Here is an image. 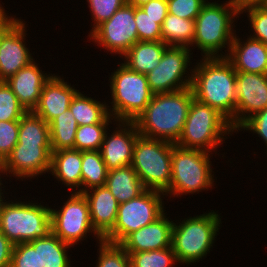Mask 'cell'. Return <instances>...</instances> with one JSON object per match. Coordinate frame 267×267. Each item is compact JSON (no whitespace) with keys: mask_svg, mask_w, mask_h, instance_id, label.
<instances>
[{"mask_svg":"<svg viewBox=\"0 0 267 267\" xmlns=\"http://www.w3.org/2000/svg\"><path fill=\"white\" fill-rule=\"evenodd\" d=\"M233 133L236 131L225 116L193 97L182 134L176 145L217 154L218 146L220 147Z\"/></svg>","mask_w":267,"mask_h":267,"instance_id":"5b68a950","label":"cell"},{"mask_svg":"<svg viewBox=\"0 0 267 267\" xmlns=\"http://www.w3.org/2000/svg\"><path fill=\"white\" fill-rule=\"evenodd\" d=\"M48 73L33 61L5 81L27 112L37 107L43 86L53 75Z\"/></svg>","mask_w":267,"mask_h":267,"instance_id":"d6986e66","label":"cell"},{"mask_svg":"<svg viewBox=\"0 0 267 267\" xmlns=\"http://www.w3.org/2000/svg\"><path fill=\"white\" fill-rule=\"evenodd\" d=\"M115 124L112 134L106 131L100 148L108 171L131 165L134 145L140 135L134 122L115 121Z\"/></svg>","mask_w":267,"mask_h":267,"instance_id":"e0dca14e","label":"cell"},{"mask_svg":"<svg viewBox=\"0 0 267 267\" xmlns=\"http://www.w3.org/2000/svg\"><path fill=\"white\" fill-rule=\"evenodd\" d=\"M108 170L100 151H82V193L106 183Z\"/></svg>","mask_w":267,"mask_h":267,"instance_id":"4dcf8cb0","label":"cell"},{"mask_svg":"<svg viewBox=\"0 0 267 267\" xmlns=\"http://www.w3.org/2000/svg\"><path fill=\"white\" fill-rule=\"evenodd\" d=\"M250 131L253 134H257V136L262 138L267 148V108L254 114L248 120H246L237 131ZM267 154V149H266Z\"/></svg>","mask_w":267,"mask_h":267,"instance_id":"b9f144b4","label":"cell"},{"mask_svg":"<svg viewBox=\"0 0 267 267\" xmlns=\"http://www.w3.org/2000/svg\"><path fill=\"white\" fill-rule=\"evenodd\" d=\"M128 255L130 267H174L178 263L172 246Z\"/></svg>","mask_w":267,"mask_h":267,"instance_id":"1f68e13d","label":"cell"},{"mask_svg":"<svg viewBox=\"0 0 267 267\" xmlns=\"http://www.w3.org/2000/svg\"><path fill=\"white\" fill-rule=\"evenodd\" d=\"M87 2L93 19L90 35L100 24L110 19L119 8L123 7L127 0H87Z\"/></svg>","mask_w":267,"mask_h":267,"instance_id":"f35d334b","label":"cell"},{"mask_svg":"<svg viewBox=\"0 0 267 267\" xmlns=\"http://www.w3.org/2000/svg\"><path fill=\"white\" fill-rule=\"evenodd\" d=\"M88 36L101 49L121 58L138 41L134 6L126 3Z\"/></svg>","mask_w":267,"mask_h":267,"instance_id":"4fadbf2b","label":"cell"},{"mask_svg":"<svg viewBox=\"0 0 267 267\" xmlns=\"http://www.w3.org/2000/svg\"><path fill=\"white\" fill-rule=\"evenodd\" d=\"M14 15L8 16L6 10L0 5V39L2 35L18 20Z\"/></svg>","mask_w":267,"mask_h":267,"instance_id":"f6af8a7d","label":"cell"},{"mask_svg":"<svg viewBox=\"0 0 267 267\" xmlns=\"http://www.w3.org/2000/svg\"><path fill=\"white\" fill-rule=\"evenodd\" d=\"M150 0H127V3L135 7H141L143 4L149 2Z\"/></svg>","mask_w":267,"mask_h":267,"instance_id":"7dc6e473","label":"cell"},{"mask_svg":"<svg viewBox=\"0 0 267 267\" xmlns=\"http://www.w3.org/2000/svg\"><path fill=\"white\" fill-rule=\"evenodd\" d=\"M14 244L0 232V267H10Z\"/></svg>","mask_w":267,"mask_h":267,"instance_id":"ee69618b","label":"cell"},{"mask_svg":"<svg viewBox=\"0 0 267 267\" xmlns=\"http://www.w3.org/2000/svg\"><path fill=\"white\" fill-rule=\"evenodd\" d=\"M21 17L0 39V81H6L34 60L26 44V22Z\"/></svg>","mask_w":267,"mask_h":267,"instance_id":"2e32d148","label":"cell"},{"mask_svg":"<svg viewBox=\"0 0 267 267\" xmlns=\"http://www.w3.org/2000/svg\"><path fill=\"white\" fill-rule=\"evenodd\" d=\"M109 123L81 125L77 127L74 149L79 151H100Z\"/></svg>","mask_w":267,"mask_h":267,"instance_id":"836d02e7","label":"cell"},{"mask_svg":"<svg viewBox=\"0 0 267 267\" xmlns=\"http://www.w3.org/2000/svg\"><path fill=\"white\" fill-rule=\"evenodd\" d=\"M109 74L111 106L109 114L115 121L134 122L154 96L146 74L129 69L122 62ZM112 107V108H111Z\"/></svg>","mask_w":267,"mask_h":267,"instance_id":"52a82bcc","label":"cell"},{"mask_svg":"<svg viewBox=\"0 0 267 267\" xmlns=\"http://www.w3.org/2000/svg\"><path fill=\"white\" fill-rule=\"evenodd\" d=\"M19 120L0 121V165L18 143Z\"/></svg>","mask_w":267,"mask_h":267,"instance_id":"ab89813d","label":"cell"},{"mask_svg":"<svg viewBox=\"0 0 267 267\" xmlns=\"http://www.w3.org/2000/svg\"><path fill=\"white\" fill-rule=\"evenodd\" d=\"M86 94L77 92L72 98L69 110L73 114L78 126L97 123H111L115 119L109 114L108 102H101ZM113 120V121H112Z\"/></svg>","mask_w":267,"mask_h":267,"instance_id":"484cf974","label":"cell"},{"mask_svg":"<svg viewBox=\"0 0 267 267\" xmlns=\"http://www.w3.org/2000/svg\"><path fill=\"white\" fill-rule=\"evenodd\" d=\"M165 197L163 192L146 189L137 198L120 203L115 225L103 240L120 244L132 232L154 222L166 211Z\"/></svg>","mask_w":267,"mask_h":267,"instance_id":"30bf717a","label":"cell"},{"mask_svg":"<svg viewBox=\"0 0 267 267\" xmlns=\"http://www.w3.org/2000/svg\"><path fill=\"white\" fill-rule=\"evenodd\" d=\"M81 164L82 152L77 149L52 151L49 174H52L58 183L61 181L68 189L82 193Z\"/></svg>","mask_w":267,"mask_h":267,"instance_id":"603a6c76","label":"cell"},{"mask_svg":"<svg viewBox=\"0 0 267 267\" xmlns=\"http://www.w3.org/2000/svg\"><path fill=\"white\" fill-rule=\"evenodd\" d=\"M89 205L92 227L103 238L115 225L119 203L106 185L83 192Z\"/></svg>","mask_w":267,"mask_h":267,"instance_id":"7402d4cb","label":"cell"},{"mask_svg":"<svg viewBox=\"0 0 267 267\" xmlns=\"http://www.w3.org/2000/svg\"><path fill=\"white\" fill-rule=\"evenodd\" d=\"M10 267H42L39 259V238L14 245Z\"/></svg>","mask_w":267,"mask_h":267,"instance_id":"8d00e7d4","label":"cell"},{"mask_svg":"<svg viewBox=\"0 0 267 267\" xmlns=\"http://www.w3.org/2000/svg\"><path fill=\"white\" fill-rule=\"evenodd\" d=\"M51 158V144H16L0 165V172L25 181L49 173Z\"/></svg>","mask_w":267,"mask_h":267,"instance_id":"5bb4252c","label":"cell"},{"mask_svg":"<svg viewBox=\"0 0 267 267\" xmlns=\"http://www.w3.org/2000/svg\"><path fill=\"white\" fill-rule=\"evenodd\" d=\"M78 123L68 109L49 123L50 144L52 151L74 149Z\"/></svg>","mask_w":267,"mask_h":267,"instance_id":"83f0119b","label":"cell"},{"mask_svg":"<svg viewBox=\"0 0 267 267\" xmlns=\"http://www.w3.org/2000/svg\"><path fill=\"white\" fill-rule=\"evenodd\" d=\"M194 95L192 88L157 93L134 123L140 135L176 144Z\"/></svg>","mask_w":267,"mask_h":267,"instance_id":"7a4b0ae2","label":"cell"},{"mask_svg":"<svg viewBox=\"0 0 267 267\" xmlns=\"http://www.w3.org/2000/svg\"><path fill=\"white\" fill-rule=\"evenodd\" d=\"M235 34L227 59L236 72L267 74V46L247 36V40ZM243 41H242V40Z\"/></svg>","mask_w":267,"mask_h":267,"instance_id":"44dd1931","label":"cell"},{"mask_svg":"<svg viewBox=\"0 0 267 267\" xmlns=\"http://www.w3.org/2000/svg\"><path fill=\"white\" fill-rule=\"evenodd\" d=\"M105 185L119 204L137 198L146 190L131 165L108 171Z\"/></svg>","mask_w":267,"mask_h":267,"instance_id":"d4e9b609","label":"cell"},{"mask_svg":"<svg viewBox=\"0 0 267 267\" xmlns=\"http://www.w3.org/2000/svg\"><path fill=\"white\" fill-rule=\"evenodd\" d=\"M210 211L173 223L171 246L179 264L198 263L213 248L222 222L218 211Z\"/></svg>","mask_w":267,"mask_h":267,"instance_id":"277c9868","label":"cell"},{"mask_svg":"<svg viewBox=\"0 0 267 267\" xmlns=\"http://www.w3.org/2000/svg\"><path fill=\"white\" fill-rule=\"evenodd\" d=\"M96 267H130L128 253L120 244L100 241Z\"/></svg>","mask_w":267,"mask_h":267,"instance_id":"e575fe53","label":"cell"},{"mask_svg":"<svg viewBox=\"0 0 267 267\" xmlns=\"http://www.w3.org/2000/svg\"><path fill=\"white\" fill-rule=\"evenodd\" d=\"M174 145L168 141L138 136L131 166L145 189L163 193L169 189Z\"/></svg>","mask_w":267,"mask_h":267,"instance_id":"9c48e42d","label":"cell"},{"mask_svg":"<svg viewBox=\"0 0 267 267\" xmlns=\"http://www.w3.org/2000/svg\"><path fill=\"white\" fill-rule=\"evenodd\" d=\"M195 20L167 14L161 25L162 41L167 46L191 47L194 41Z\"/></svg>","mask_w":267,"mask_h":267,"instance_id":"4316f807","label":"cell"},{"mask_svg":"<svg viewBox=\"0 0 267 267\" xmlns=\"http://www.w3.org/2000/svg\"><path fill=\"white\" fill-rule=\"evenodd\" d=\"M17 144H50L49 124L33 111L26 112L19 120Z\"/></svg>","mask_w":267,"mask_h":267,"instance_id":"f546056e","label":"cell"},{"mask_svg":"<svg viewBox=\"0 0 267 267\" xmlns=\"http://www.w3.org/2000/svg\"><path fill=\"white\" fill-rule=\"evenodd\" d=\"M235 131L267 108V74L236 72Z\"/></svg>","mask_w":267,"mask_h":267,"instance_id":"9a60e30c","label":"cell"},{"mask_svg":"<svg viewBox=\"0 0 267 267\" xmlns=\"http://www.w3.org/2000/svg\"><path fill=\"white\" fill-rule=\"evenodd\" d=\"M68 83L58 74H53L43 86L39 103L33 112L48 124L69 109L72 98L79 91Z\"/></svg>","mask_w":267,"mask_h":267,"instance_id":"ffe728a7","label":"cell"},{"mask_svg":"<svg viewBox=\"0 0 267 267\" xmlns=\"http://www.w3.org/2000/svg\"><path fill=\"white\" fill-rule=\"evenodd\" d=\"M240 2H249V3H267V0H240Z\"/></svg>","mask_w":267,"mask_h":267,"instance_id":"c3c4849f","label":"cell"},{"mask_svg":"<svg viewBox=\"0 0 267 267\" xmlns=\"http://www.w3.org/2000/svg\"><path fill=\"white\" fill-rule=\"evenodd\" d=\"M240 4V0H226L225 3L209 0L203 5L195 19L191 46L197 47L203 58L227 57L236 34L235 18L240 17Z\"/></svg>","mask_w":267,"mask_h":267,"instance_id":"3957f363","label":"cell"},{"mask_svg":"<svg viewBox=\"0 0 267 267\" xmlns=\"http://www.w3.org/2000/svg\"><path fill=\"white\" fill-rule=\"evenodd\" d=\"M168 46L161 41H137L121 58L129 69L147 74L158 64Z\"/></svg>","mask_w":267,"mask_h":267,"instance_id":"cb8c5ba5","label":"cell"},{"mask_svg":"<svg viewBox=\"0 0 267 267\" xmlns=\"http://www.w3.org/2000/svg\"><path fill=\"white\" fill-rule=\"evenodd\" d=\"M167 212L154 222L129 234L120 245L127 253L160 250L171 246L173 221Z\"/></svg>","mask_w":267,"mask_h":267,"instance_id":"ac0fdd59","label":"cell"},{"mask_svg":"<svg viewBox=\"0 0 267 267\" xmlns=\"http://www.w3.org/2000/svg\"><path fill=\"white\" fill-rule=\"evenodd\" d=\"M245 13L249 18L250 31L253 32L248 36L263 42L267 46V3L241 2L240 14Z\"/></svg>","mask_w":267,"mask_h":267,"instance_id":"d6a6232c","label":"cell"},{"mask_svg":"<svg viewBox=\"0 0 267 267\" xmlns=\"http://www.w3.org/2000/svg\"><path fill=\"white\" fill-rule=\"evenodd\" d=\"M141 8L153 19H165L168 14L167 0H150Z\"/></svg>","mask_w":267,"mask_h":267,"instance_id":"7bdbcfd3","label":"cell"},{"mask_svg":"<svg viewBox=\"0 0 267 267\" xmlns=\"http://www.w3.org/2000/svg\"><path fill=\"white\" fill-rule=\"evenodd\" d=\"M134 18L138 41H161V25L164 19H153L141 8L134 6Z\"/></svg>","mask_w":267,"mask_h":267,"instance_id":"d590c367","label":"cell"},{"mask_svg":"<svg viewBox=\"0 0 267 267\" xmlns=\"http://www.w3.org/2000/svg\"><path fill=\"white\" fill-rule=\"evenodd\" d=\"M72 246L63 242L53 232L39 238V259L42 267H71L68 249Z\"/></svg>","mask_w":267,"mask_h":267,"instance_id":"f1b7e54d","label":"cell"},{"mask_svg":"<svg viewBox=\"0 0 267 267\" xmlns=\"http://www.w3.org/2000/svg\"><path fill=\"white\" fill-rule=\"evenodd\" d=\"M26 112L10 86L0 81V121L20 120Z\"/></svg>","mask_w":267,"mask_h":267,"instance_id":"74e56055","label":"cell"},{"mask_svg":"<svg viewBox=\"0 0 267 267\" xmlns=\"http://www.w3.org/2000/svg\"><path fill=\"white\" fill-rule=\"evenodd\" d=\"M208 0H167L168 13L180 18L195 20Z\"/></svg>","mask_w":267,"mask_h":267,"instance_id":"60d3db41","label":"cell"},{"mask_svg":"<svg viewBox=\"0 0 267 267\" xmlns=\"http://www.w3.org/2000/svg\"><path fill=\"white\" fill-rule=\"evenodd\" d=\"M212 155L206 151L182 148L175 144L172 148L171 183L164 193L165 196L181 197L212 188L215 185L210 161Z\"/></svg>","mask_w":267,"mask_h":267,"instance_id":"8992f818","label":"cell"},{"mask_svg":"<svg viewBox=\"0 0 267 267\" xmlns=\"http://www.w3.org/2000/svg\"><path fill=\"white\" fill-rule=\"evenodd\" d=\"M70 194L60 209H50L52 232L72 248L92 233L98 239L97 242L102 241L103 238L92 227L89 205L84 194L74 191Z\"/></svg>","mask_w":267,"mask_h":267,"instance_id":"8fae6325","label":"cell"},{"mask_svg":"<svg viewBox=\"0 0 267 267\" xmlns=\"http://www.w3.org/2000/svg\"><path fill=\"white\" fill-rule=\"evenodd\" d=\"M35 202L8 199L0 209V232L14 245L46 237L52 232L51 207Z\"/></svg>","mask_w":267,"mask_h":267,"instance_id":"ba28073f","label":"cell"},{"mask_svg":"<svg viewBox=\"0 0 267 267\" xmlns=\"http://www.w3.org/2000/svg\"><path fill=\"white\" fill-rule=\"evenodd\" d=\"M191 52L190 47L168 46L165 49L158 66L146 74L148 85L154 94L191 87L193 68H188L193 58Z\"/></svg>","mask_w":267,"mask_h":267,"instance_id":"7c38bea8","label":"cell"},{"mask_svg":"<svg viewBox=\"0 0 267 267\" xmlns=\"http://www.w3.org/2000/svg\"><path fill=\"white\" fill-rule=\"evenodd\" d=\"M1 175L3 176V174L2 173L0 174V209L2 208L3 203L7 200V199H5L4 194H8V193H4L5 189L2 190V188L5 187V185H3V183H2L1 178L3 179V177H1ZM2 185H3V187H2Z\"/></svg>","mask_w":267,"mask_h":267,"instance_id":"bcb514c9","label":"cell"},{"mask_svg":"<svg viewBox=\"0 0 267 267\" xmlns=\"http://www.w3.org/2000/svg\"><path fill=\"white\" fill-rule=\"evenodd\" d=\"M193 66L194 98L219 111L235 130L237 93L233 65L226 57H201Z\"/></svg>","mask_w":267,"mask_h":267,"instance_id":"6da1fadb","label":"cell"}]
</instances>
